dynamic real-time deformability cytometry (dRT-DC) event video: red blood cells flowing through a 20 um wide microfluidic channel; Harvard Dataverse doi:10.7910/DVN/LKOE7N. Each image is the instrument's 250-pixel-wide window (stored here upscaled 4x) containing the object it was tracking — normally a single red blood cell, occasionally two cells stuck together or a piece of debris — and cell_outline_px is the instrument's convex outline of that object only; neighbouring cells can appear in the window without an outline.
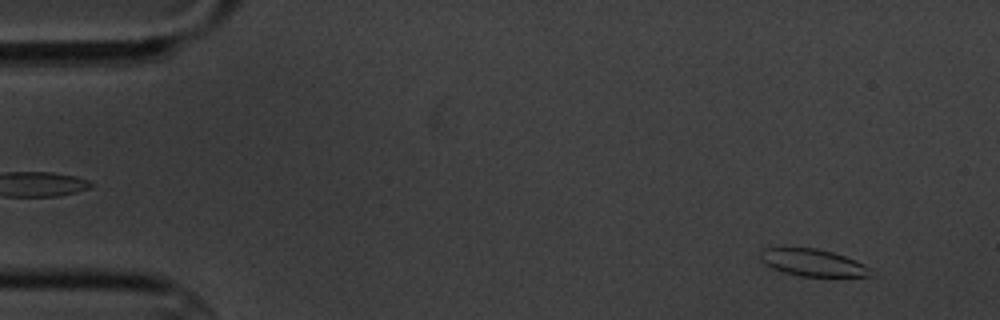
{"species": "common noctule bat (a hibernating species)", "species_latin": "Nyctalus noctula", "temperature_condition": "cold", "stored_images_in_passage": 8, "camera_frame_rate_fps": 3000, "um_per_image_px": 0.085, "animal": {"sex": "male", "body_mass_g": 20.1, "forearm_length_mm": 53.5}, "frame": {"image": 1, "passage_image": 1, "time_ms": 0.0, "image_size_px": [1000, 320], "cell_outline_px": [[872, 276], [800, 276], [784, 272], [772, 268], [764, 264], [760, 260], [760, 252], [764, 248], [784, 244], [816, 248], [832, 252], [844, 256], [864, 264], [872, 268]], "centroid_in_image_um": [68.99, 22.27], "position_along_channel_um": 16.0, "area_um2": 18.09}}
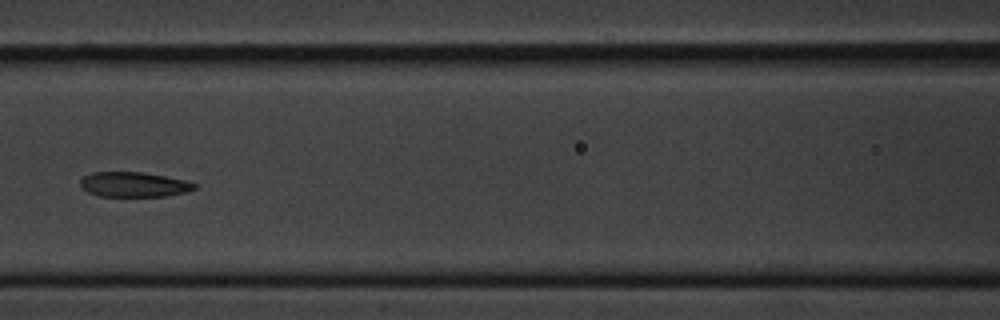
{"frame": {"image": 2, "passage_image": 7, "time_ms": 7.0, "image_size_px": [1000, 320], "cell_outline_px": [[196, 188], [184, 192], [164, 196], [100, 196], [88, 192], [80, 184], [80, 180], [84, 176], [92, 172], [140, 172], [188, 180], [196, 184]], "centroid_in_image_um": [11.38, 15.67], "position_along_channel_um": 155.2, "area_um2": 16.42}}
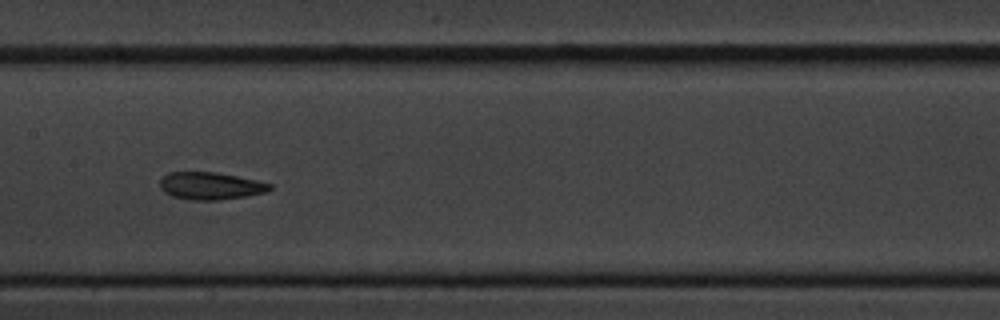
{"frame": {"image": 3, "passage_image": 8, "time_ms": 8.0, "image_size_px": [1000, 320], "cell_outline_px": [[272, 188], [264, 192], [248, 196], [220, 200], [192, 200], [172, 196], [164, 192], [160, 188], [160, 180], [168, 172], [216, 172], [256, 180], [272, 184]], "centroid_in_image_um": [17.88, 15.8], "position_along_channel_um": 189.5, "area_um2": 17.51}}